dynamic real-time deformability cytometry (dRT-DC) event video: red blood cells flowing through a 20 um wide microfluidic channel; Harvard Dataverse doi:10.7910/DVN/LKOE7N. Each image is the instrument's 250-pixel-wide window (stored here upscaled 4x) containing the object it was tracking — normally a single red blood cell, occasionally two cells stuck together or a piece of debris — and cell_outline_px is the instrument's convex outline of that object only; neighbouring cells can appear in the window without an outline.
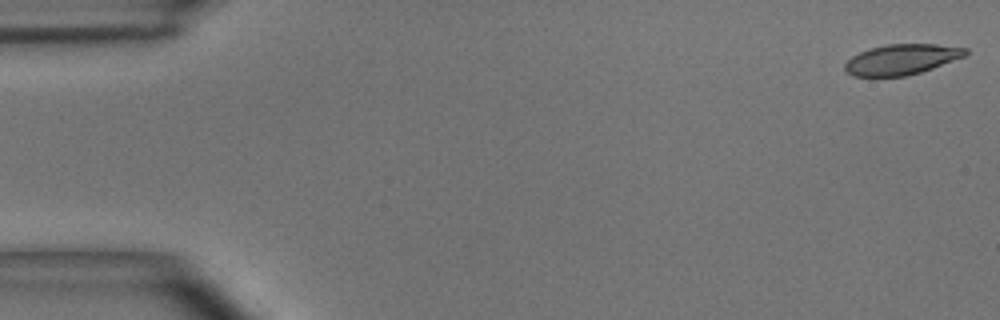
{"species": "common noctule bat (a hibernating species)", "species_latin": "Nyctalus noctula", "temperature_condition": "room temperature", "stored_images_in_passage": 54, "camera_frame_rate_fps": 3000, "um_per_image_px": 0.085, "animal": {"sex": "male", "body_mass_g": 15.6}, "frame": {"image": 1, "passage_image": 1, "time_ms": 0.0, "image_size_px": [1000, 320], "cell_outline_px": [[968, 52], [964, 56], [932, 68], [920, 72], [904, 76], [852, 76], [844, 68], [844, 64], [852, 56], [860, 52], [872, 48], [888, 44], [936, 44], [968, 48]], "centroid_in_image_um": [76.63, 5.05], "position_along_channel_um": 8.4, "area_um2": 21.1}}
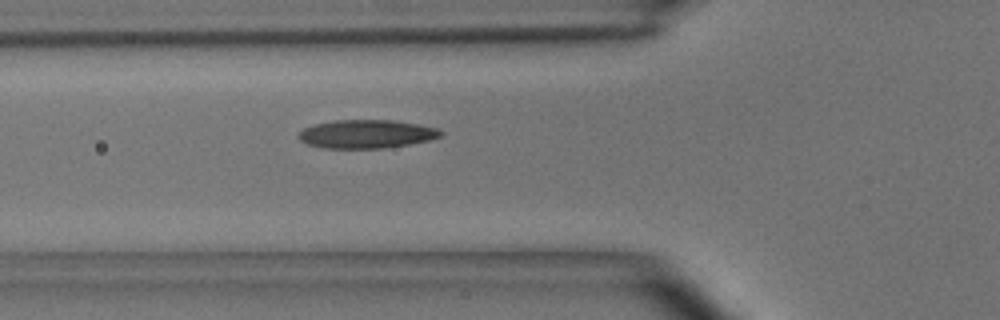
{"frame": {"image": 2, "passage_image": 19, "time_ms": 6.0, "image_size_px": [1000, 320], "cell_outline_px": [[444, 132], [440, 136], [428, 140], [408, 144], [384, 148], [324, 148], [308, 144], [300, 140], [296, 136], [304, 128], [316, 124], [332, 120], [392, 120], [416, 124], [436, 128]], "centroid_in_image_um": [31.11, 11.39], "position_along_channel_um": 94.7, "area_um2": 23.35}}
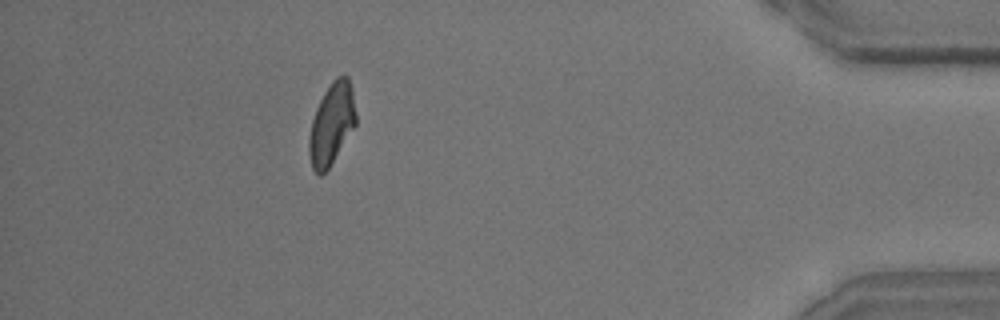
{"frame": {"image": 3, "passage_image": 49, "time_ms": 16.0, "image_size_px": [1000, 320], "cell_outline_px": [[356, 124], [328, 168], [320, 176], [312, 168], [308, 152], [308, 140], [312, 120], [316, 108], [324, 92], [332, 80], [336, 76], [348, 76], [352, 88], [356, 116]], "centroid_in_image_um": [28.18, 10.51], "position_along_channel_um": 407.0, "area_um2": 22.08}, "authors_computed_cell_mechanics": {"area_um2": 23.0044, "velocity_mm_per_s": 3.6271, "shape_relaxation_time_tau1_ms": 4.2272, "shape_relaxation_time_tau2_ms": 2.7731, "deformation_change_tau1": 0.1387, "deformation_change_tau2": 0.0923}}